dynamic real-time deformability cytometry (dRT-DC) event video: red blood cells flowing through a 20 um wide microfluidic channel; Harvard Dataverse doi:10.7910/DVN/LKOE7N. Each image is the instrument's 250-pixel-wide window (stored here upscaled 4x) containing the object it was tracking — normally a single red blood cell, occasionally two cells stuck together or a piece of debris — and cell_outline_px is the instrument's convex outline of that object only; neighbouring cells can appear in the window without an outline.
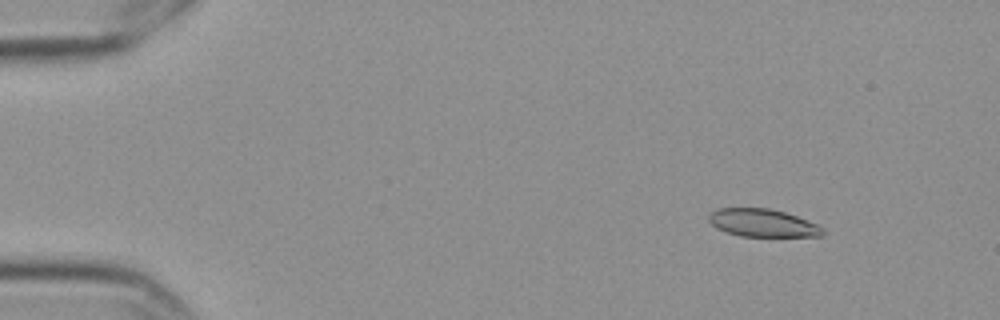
{"species": "Egyptian fruit bat (a non-hibernating species)", "species_latin": "Rousettus aegyptiacus", "temperature_condition": "cold", "stored_images_in_passage": 10, "camera_frame_rate_fps": 3000, "um_per_image_px": 0.085, "frame": {"image": 1, "passage_image": 2, "time_ms": 0.333, "image_size_px": [1000, 320], "cell_outline_px": [[824, 236], [740, 236], [716, 228], [708, 220], [708, 216], [716, 208], [768, 208], [784, 212], [796, 216], [816, 224], [824, 228]], "centroid_in_image_um": [64.81, 18.95], "position_along_channel_um": 20.2, "area_um2": 18.32}}
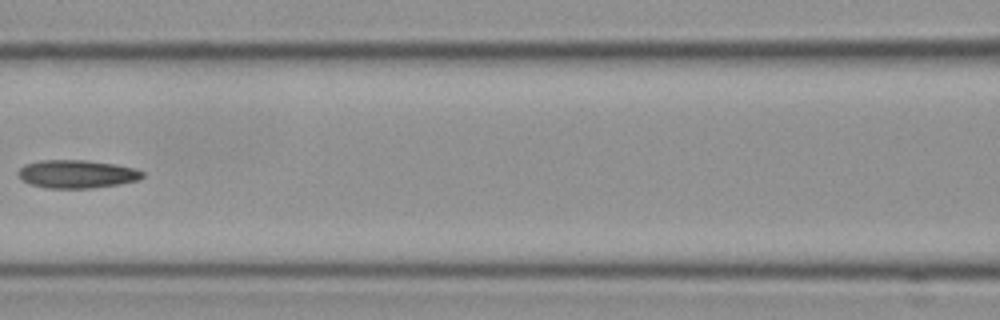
{"frame": {"image": 2, "passage_image": 7, "time_ms": 2.0, "image_size_px": [1000, 320], "cell_outline_px": [[144, 176], [140, 180], [120, 184], [92, 188], [44, 188], [28, 184], [16, 172], [24, 164], [40, 160], [84, 160], [116, 164], [136, 168], [144, 172]], "centroid_in_image_um": [6.55, 14.79], "position_along_channel_um": 160.0, "area_um2": 20.63}}
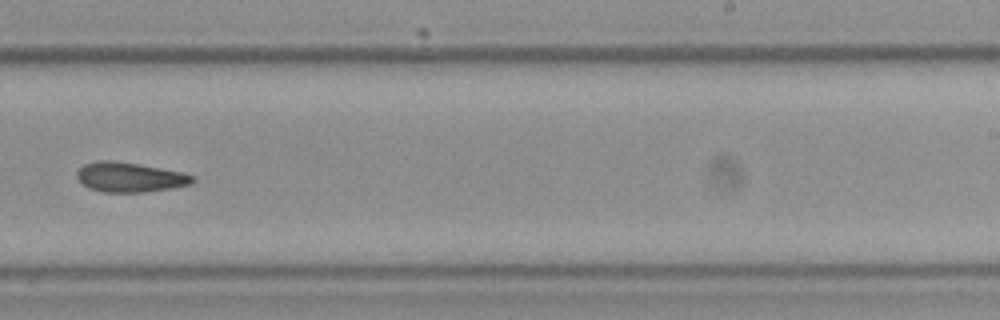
{"frame": {"image": 3, "passage_image": 10, "time_ms": 3.0, "image_size_px": [1000, 320], "cell_outline_px": [[196, 180], [192, 184], [172, 188], [144, 192], [104, 192], [88, 188], [76, 176], [76, 172], [84, 164], [100, 160], [108, 160], [136, 164], [180, 172], [192, 176]], "centroid_in_image_um": [11.01, 15.07], "position_along_channel_um": 278.0, "area_um2": 19.71}}